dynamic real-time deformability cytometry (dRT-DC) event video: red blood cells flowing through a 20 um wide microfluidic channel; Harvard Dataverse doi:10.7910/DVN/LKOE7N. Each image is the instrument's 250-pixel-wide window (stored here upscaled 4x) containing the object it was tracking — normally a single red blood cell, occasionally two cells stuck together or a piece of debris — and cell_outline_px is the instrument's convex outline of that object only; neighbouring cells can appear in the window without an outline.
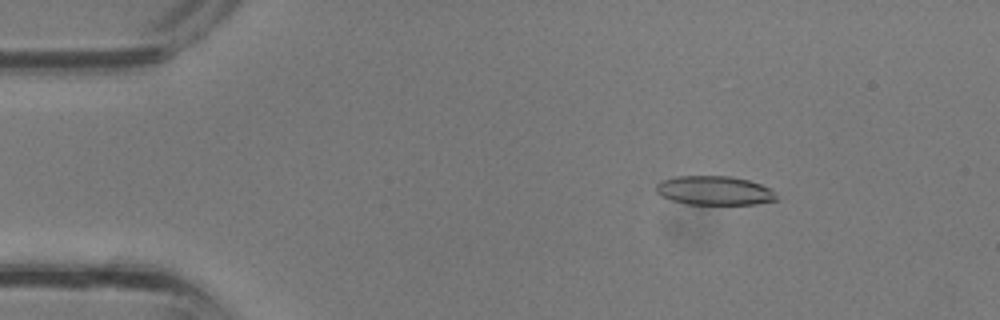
{"species": "common noctule bat (a hibernating species)", "species_latin": "Nyctalus noctula", "temperature_condition": "room temperature", "stored_images_in_passage": 34, "camera_frame_rate_fps": 3000, "um_per_image_px": 0.085, "animal": {"sex": "male", "body_mass_g": 13.3}, "frame": {"image": 1, "passage_image": 4, "time_ms": 1.0, "image_size_px": [1000, 320], "cell_outline_px": [[776, 200], [756, 204], [688, 204], [672, 200], [660, 196], [656, 192], [656, 184], [660, 180], [676, 176], [732, 176], [748, 180], [760, 184], [768, 188], [776, 196]], "centroid_in_image_um": [60.66, 16.19], "position_along_channel_um": 24.3, "area_um2": 20.29}}
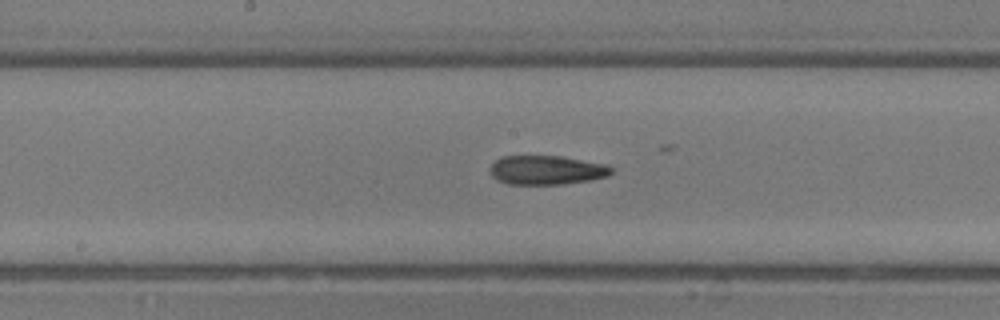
{"frame": {"image": 2, "passage_image": 17, "time_ms": 5.333, "image_size_px": [1000, 320], "cell_outline_px": [[616, 168], [608, 176], [588, 180], [564, 184], [508, 184], [496, 180], [492, 176], [488, 168], [500, 156], [560, 156], [608, 164]], "centroid_in_image_um": [46.47, 14.45], "position_along_channel_um": 201.7, "area_um2": 20.81}}
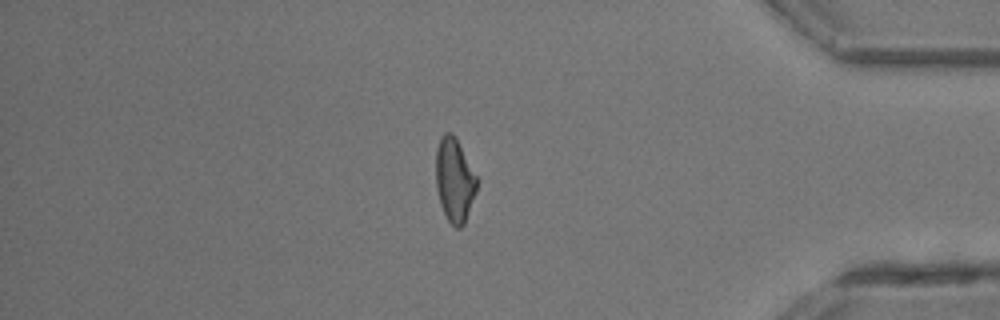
{"frame": {"image": 3, "passage_image": 29, "time_ms": 9.333, "image_size_px": [1000, 320], "cell_outline_px": [[480, 180], [476, 192], [464, 224], [460, 228], [456, 228], [448, 220], [440, 204], [436, 188], [436, 148], [440, 136], [444, 132], [452, 132], [456, 136]], "centroid_in_image_um": [38.65, 15.25], "position_along_channel_um": 396.6, "area_um2": 20.52}}